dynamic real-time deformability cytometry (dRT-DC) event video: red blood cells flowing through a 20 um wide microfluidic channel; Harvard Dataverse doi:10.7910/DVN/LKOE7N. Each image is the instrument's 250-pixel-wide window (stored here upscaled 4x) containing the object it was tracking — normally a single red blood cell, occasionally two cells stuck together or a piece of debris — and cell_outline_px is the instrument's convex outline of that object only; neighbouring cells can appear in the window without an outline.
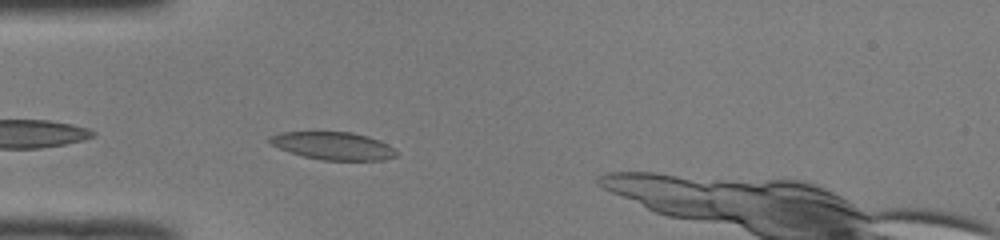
{"species": "common noctule bat (a hibernating species)", "species_latin": "Nyctalus noctula", "temperature_condition": "room temperature", "stored_images_in_passage": 35, "camera_frame_rate_fps": 3000, "um_per_image_px": 0.085, "animal": {"sex": "male", "body_mass_g": 19.0, "forearm_length_mm": 50.8}, "frame": {"image": 1, "passage_image": 2, "time_ms": 0.333, "image_size_px": [1000, 240], "cell_outline_px": [[396, 156], [384, 160], [320, 160], [304, 156], [280, 148], [272, 144], [268, 140], [268, 136], [280, 132], [352, 132], [368, 136], [380, 140], [388, 144], [396, 152]], "centroid_in_image_um": [28.33, 12.39], "position_along_channel_um": 56.7, "area_um2": 20.35}}
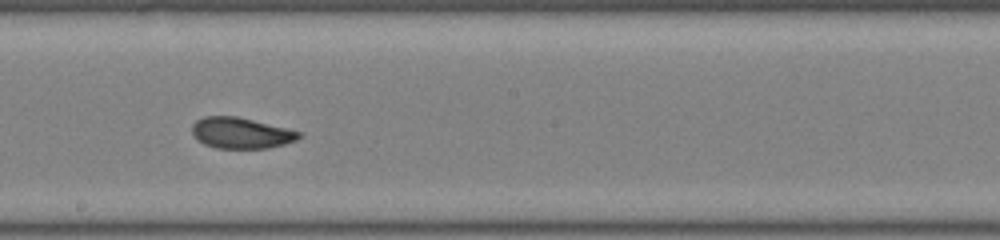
{"frame": {"image": 2, "passage_image": 15, "time_ms": 4.667, "image_size_px": [1000, 240], "cell_outline_px": [[304, 136], [296, 140], [284, 144], [268, 148], [216, 148], [204, 144], [196, 140], [192, 132], [192, 124], [196, 120], [204, 116], [236, 116], [300, 132]], "centroid_in_image_um": [20.44, 11.31], "position_along_channel_um": 227.8, "area_um2": 19.19}}
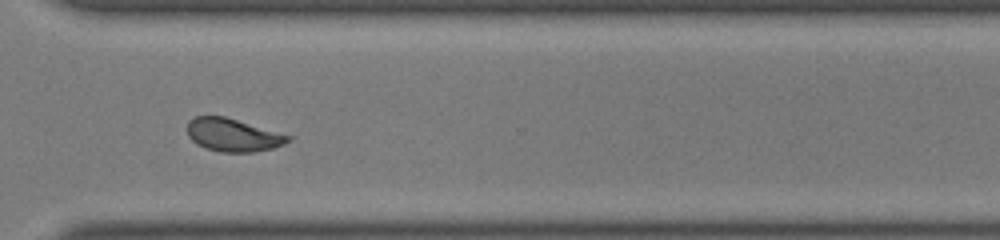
{"frame": {"image": 3, "passage_image": 24, "time_ms": 7.667, "image_size_px": [1000, 240], "cell_outline_px": [[292, 140], [284, 144], [272, 148], [252, 152], [220, 152], [204, 148], [196, 144], [188, 136], [188, 120], [196, 116], [224, 116], [292, 136]], "centroid_in_image_um": [19.79, 11.48], "position_along_channel_um": 350.8, "area_um2": 19.36}, "authors_computed_cell_mechanics": {"area_um2": 20.1144, "velocity_mm_per_s": 4.0782, "shape_relaxation_time_tau1_ms": 6.7898, "shape_relaxation_time_tau2_ms": 2.7316, "deformation_change_tau1": 0.1782, "deformation_change_tau2": 0.0731}}